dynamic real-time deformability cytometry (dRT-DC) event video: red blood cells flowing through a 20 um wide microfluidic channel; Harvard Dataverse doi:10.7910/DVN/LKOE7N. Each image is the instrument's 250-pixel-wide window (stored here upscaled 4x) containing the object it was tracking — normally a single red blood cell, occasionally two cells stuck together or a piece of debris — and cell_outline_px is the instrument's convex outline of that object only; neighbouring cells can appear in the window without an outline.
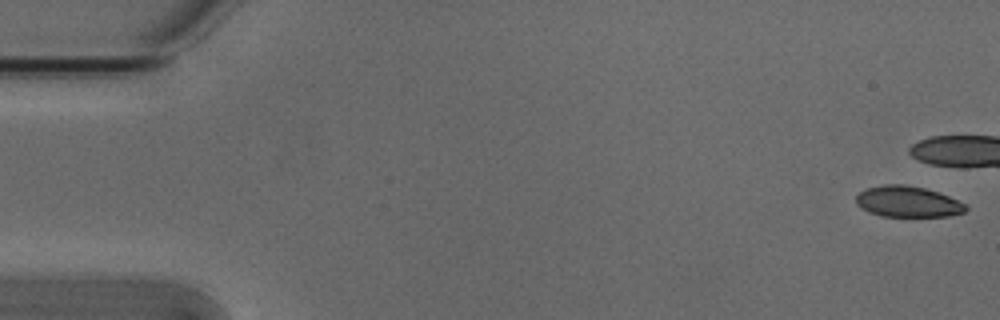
{"species": "Egyptian fruit bat (a non-hibernating species)", "species_latin": "Rousettus aegyptiacus", "temperature_condition": "cold", "stored_images_in_passage": 10, "camera_frame_rate_fps": 3000, "um_per_image_px": 0.085, "animal": {"sex": "male"}, "frame": {"image": 1, "passage_image": 1, "time_ms": 0.0, "image_size_px": [1000, 320], "cell_outline_px": [[968, 208], [964, 212], [948, 216], [880, 216], [868, 212], [856, 204], [856, 196], [860, 192], [868, 188], [884, 184], [904, 184], [924, 188], [948, 196], [968, 204]], "centroid_in_image_um": [77.17, 17.14], "position_along_channel_um": 7.8, "area_um2": 19.77}}